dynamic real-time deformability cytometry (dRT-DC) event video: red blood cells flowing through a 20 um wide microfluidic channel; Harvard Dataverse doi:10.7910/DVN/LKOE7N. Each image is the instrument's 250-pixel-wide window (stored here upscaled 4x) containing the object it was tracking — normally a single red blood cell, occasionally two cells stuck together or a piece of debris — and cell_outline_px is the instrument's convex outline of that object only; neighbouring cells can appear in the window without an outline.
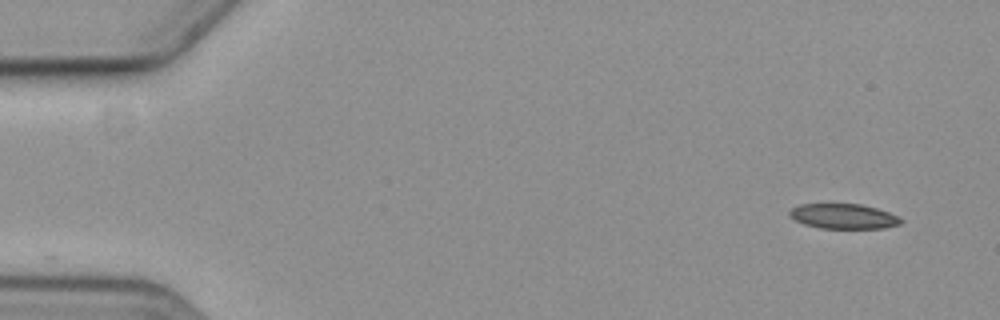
{"species": "common noctule bat (a hibernating species)", "species_latin": "Nyctalus noctula", "temperature_condition": "cold", "stored_images_in_passage": 3, "segment_of_instrument_passage": [2, 2], "camera_frame_rate_fps": 3000, "um_per_image_px": 0.085, "animal": {"sex": "female", "body_mass_g": 19.3, "forearm_length_mm": 54.1}, "frame": {"image": 1, "passage_image": 3, "time_ms": 2.333, "image_size_px": [1000, 320], "cell_outline_px": [[904, 220], [900, 224], [884, 228], [820, 228], [804, 224], [796, 220], [788, 212], [792, 208], [800, 204], [860, 204], [876, 208], [888, 212]], "centroid_in_image_um": [71.71, 18.38], "position_along_channel_um": 13.3, "area_um2": 16.01}}